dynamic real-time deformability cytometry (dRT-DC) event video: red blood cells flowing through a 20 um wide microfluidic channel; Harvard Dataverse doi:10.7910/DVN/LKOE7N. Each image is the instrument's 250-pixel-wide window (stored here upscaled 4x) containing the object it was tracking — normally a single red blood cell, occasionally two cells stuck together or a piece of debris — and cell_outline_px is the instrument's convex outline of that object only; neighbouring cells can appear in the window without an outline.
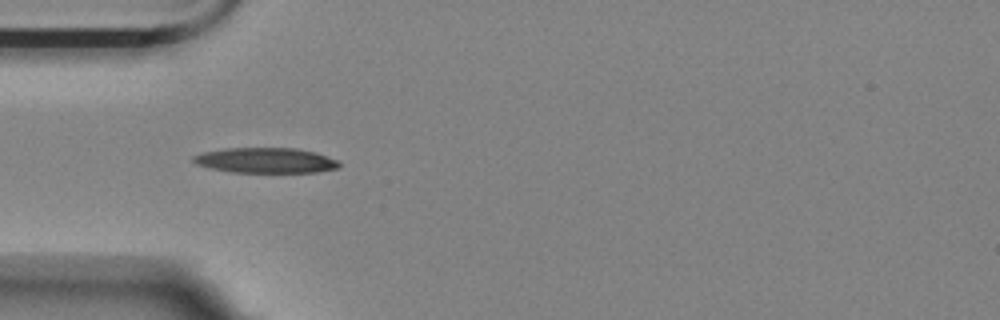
{"species": "Egyptian fruit bat (a non-hibernating species)", "species_latin": "Rousettus aegyptiacus", "temperature_condition": "room temperature", "stored_images_in_passage": 37, "camera_frame_rate_fps": 3000, "um_per_image_px": 0.085, "animal": {"sex": "female"}, "frame": {"image": 1, "passage_image": 1, "time_ms": 0.0, "image_size_px": [1000, 320], "cell_outline_px": [[340, 168], [316, 172], [228, 172], [208, 168], [196, 164], [192, 160], [192, 156], [204, 152], [224, 148], [296, 148], [316, 152], [336, 160], [340, 164]], "centroid_in_image_um": [22.55, 13.63], "position_along_channel_um": 62.4, "area_um2": 21.56}}
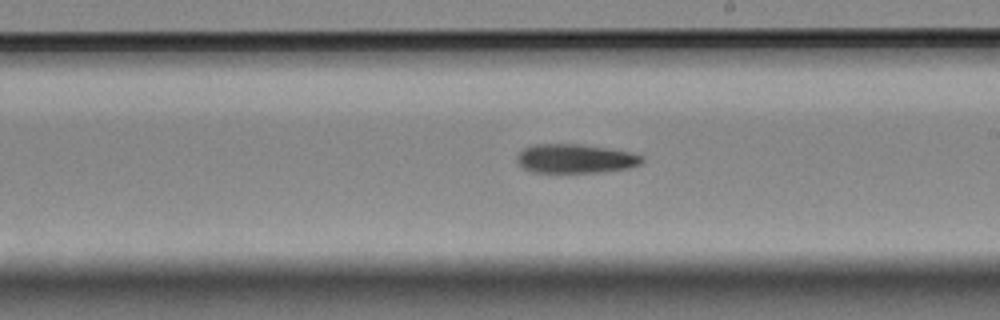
{"frame": {"image": 2, "passage_image": 16, "time_ms": 5.0, "image_size_px": [1000, 320], "cell_outline_px": [[644, 160], [640, 164], [628, 168], [600, 172], [532, 172], [520, 168], [516, 160], [516, 156], [524, 148], [532, 144], [580, 144], [628, 152], [644, 156]], "centroid_in_image_um": [48.84, 13.49], "position_along_channel_um": 240.2, "area_um2": 21.15}}
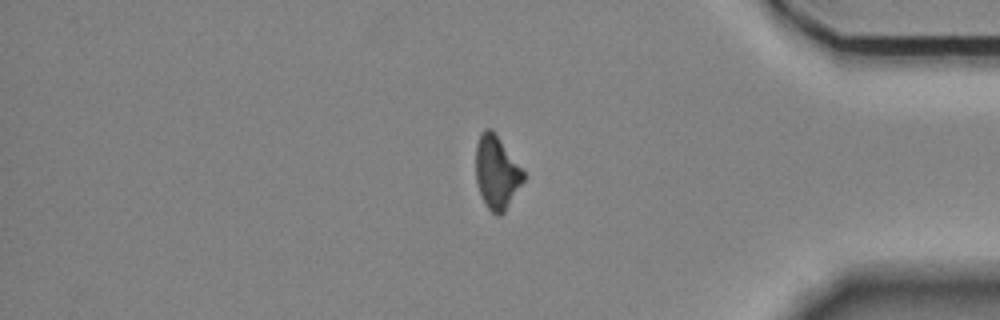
{"frame": {"image": 3, "passage_image": 31, "time_ms": 10.0, "image_size_px": [1000, 320], "cell_outline_px": [[524, 180], [504, 212], [500, 216], [496, 216], [484, 204], [476, 180], [476, 144], [480, 132], [484, 128], [492, 128], [524, 172]], "centroid_in_image_um": [42.19, 14.64], "position_along_channel_um": 393.0, "area_um2": 20.23}}